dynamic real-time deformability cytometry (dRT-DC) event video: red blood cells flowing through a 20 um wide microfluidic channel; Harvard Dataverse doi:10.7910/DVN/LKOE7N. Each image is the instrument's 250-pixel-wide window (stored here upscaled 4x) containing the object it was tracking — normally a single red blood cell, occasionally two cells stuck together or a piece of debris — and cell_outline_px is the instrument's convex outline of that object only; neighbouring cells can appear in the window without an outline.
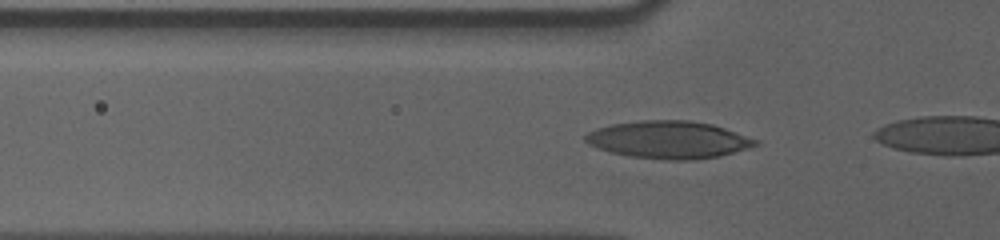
{"species": "human", "species_latin": "Homo sapiens", "temperature_condition": "cold", "stored_images_in_passage": 5, "camera_frame_rate_fps": 3000, "um_per_image_px": 0.085, "donor": {"sex": "male"}, "frame": {"image": 1, "passage_image": 3, "time_ms": 0.667, "image_size_px": [1000, 240], "cell_outline_px": [[760, 144], [748, 148], [720, 156], [692, 160], [668, 160], [628, 156], [596, 148], [588, 144], [584, 140], [584, 136], [588, 132], [596, 128], [612, 124], [640, 120], [688, 120], [712, 124], [760, 140]], "centroid_in_image_um": [56.83, 11.88], "position_along_channel_um": 69.0, "area_um2": 37.28}}